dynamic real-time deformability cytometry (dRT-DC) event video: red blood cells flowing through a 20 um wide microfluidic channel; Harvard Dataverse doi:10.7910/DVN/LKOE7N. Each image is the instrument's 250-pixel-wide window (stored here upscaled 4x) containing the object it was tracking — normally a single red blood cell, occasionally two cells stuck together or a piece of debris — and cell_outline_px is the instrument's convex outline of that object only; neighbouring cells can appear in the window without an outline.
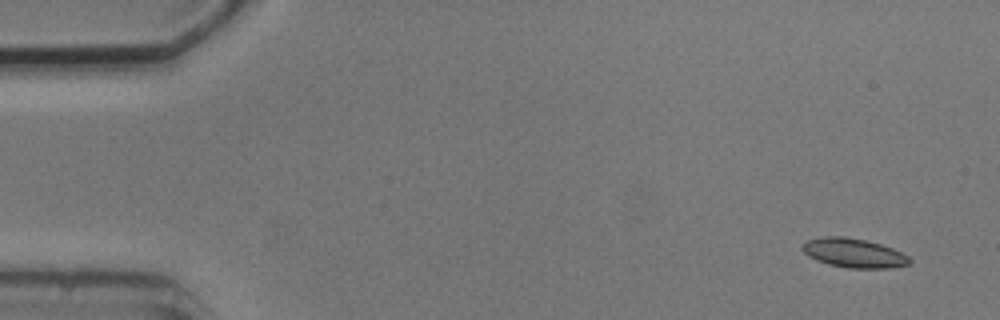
{"species": "common noctule bat (a hibernating species)", "species_latin": "Nyctalus noctula", "temperature_condition": "cold", "stored_images_in_passage": 3, "camera_frame_rate_fps": 3000, "um_per_image_px": 0.085, "animal": {"sex": "male", "body_mass_g": 20.5, "forearm_length_mm": 52.5}, "frame": {"image": 1, "passage_image": 1, "time_ms": 0.0, "image_size_px": [1000, 320], "cell_outline_px": [[912, 264], [888, 268], [848, 268], [816, 260], [808, 256], [800, 248], [808, 240], [824, 236], [844, 236], [864, 240], [880, 244], [892, 248], [908, 256], [912, 260]], "centroid_in_image_um": [72.59, 21.51], "position_along_channel_um": 12.4, "area_um2": 18.09}}